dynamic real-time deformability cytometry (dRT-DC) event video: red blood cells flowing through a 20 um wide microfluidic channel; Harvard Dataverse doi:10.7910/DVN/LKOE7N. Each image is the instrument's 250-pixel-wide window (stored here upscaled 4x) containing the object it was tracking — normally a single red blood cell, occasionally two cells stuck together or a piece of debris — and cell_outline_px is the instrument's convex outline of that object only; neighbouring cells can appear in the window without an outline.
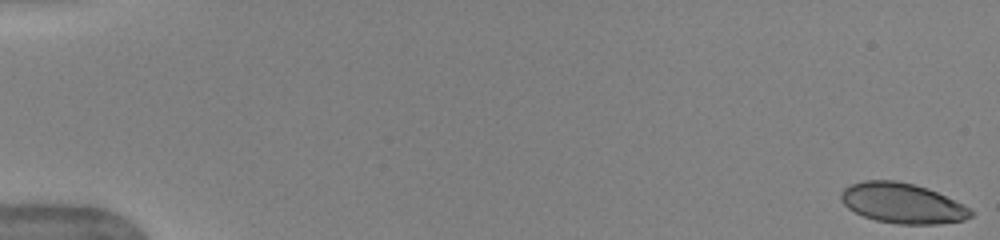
{"species": "human", "species_latin": "Homo sapiens", "temperature_condition": "warm", "stored_images_in_passage": 14, "camera_frame_rate_fps": 3000, "um_per_image_px": 0.085, "donor": {"sex": "female"}, "frame": {"image": 1, "passage_image": 1, "time_ms": 0.0, "image_size_px": [1000, 240], "cell_outline_px": [[972, 216], [964, 220], [936, 224], [896, 224], [876, 220], [864, 216], [848, 208], [840, 200], [840, 192], [844, 188], [852, 184], [864, 180], [896, 180], [928, 188], [968, 208], [972, 212]], "centroid_in_image_um": [76.64, 17.27], "position_along_channel_um": 8.4, "area_um2": 30.06}}